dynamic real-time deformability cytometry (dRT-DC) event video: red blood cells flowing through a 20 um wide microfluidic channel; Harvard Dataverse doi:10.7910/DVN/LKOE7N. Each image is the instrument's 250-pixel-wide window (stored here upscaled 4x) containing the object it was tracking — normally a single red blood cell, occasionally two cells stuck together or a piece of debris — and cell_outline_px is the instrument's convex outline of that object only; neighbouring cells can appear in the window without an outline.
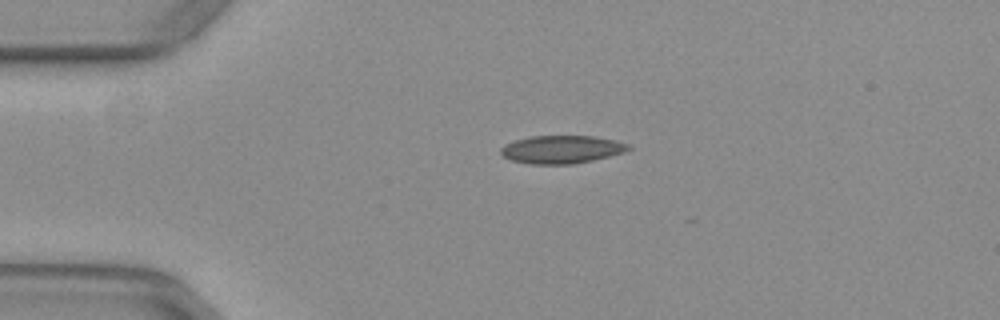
{"species": "common noctule bat (a hibernating species)", "species_latin": "Nyctalus noctula", "temperature_condition": "warm", "stored_images_in_passage": 8, "camera_frame_rate_fps": 3000, "um_per_image_px": 0.085, "animal": {"sex": "female", "body_mass_g": 29.2, "forearm_length_mm": 56.3}, "frame": {"image": 1, "passage_image": 1, "time_ms": 0.0, "image_size_px": [1000, 320], "cell_outline_px": [[632, 148], [624, 152], [592, 160], [572, 164], [532, 164], [512, 160], [504, 156], [500, 152], [500, 148], [516, 140], [528, 136], [592, 136], [616, 140], [628, 144]], "centroid_in_image_um": [47.76, 12.69], "position_along_channel_um": 37.2, "area_um2": 20.58}}
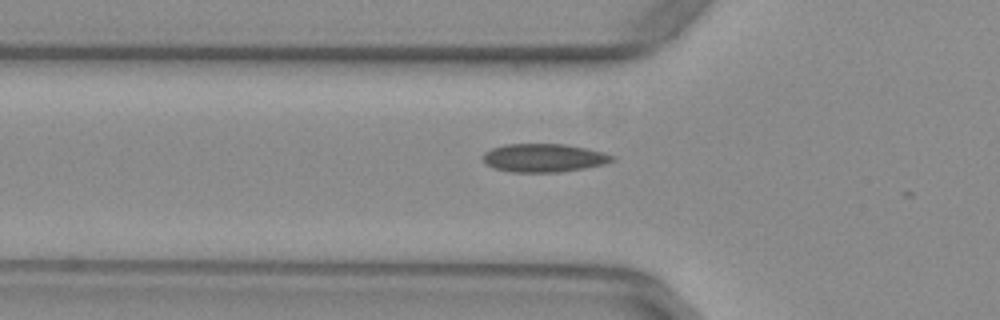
{"frame": {"image": 2, "passage_image": 7, "time_ms": 2.0, "image_size_px": [1000, 320], "cell_outline_px": [[612, 160], [604, 164], [584, 168], [560, 172], [512, 172], [492, 168], [484, 160], [484, 152], [492, 148], [504, 144], [564, 144], [604, 152], [612, 156]], "centroid_in_image_um": [46.19, 13.42], "position_along_channel_um": 79.6, "area_um2": 21.1}}